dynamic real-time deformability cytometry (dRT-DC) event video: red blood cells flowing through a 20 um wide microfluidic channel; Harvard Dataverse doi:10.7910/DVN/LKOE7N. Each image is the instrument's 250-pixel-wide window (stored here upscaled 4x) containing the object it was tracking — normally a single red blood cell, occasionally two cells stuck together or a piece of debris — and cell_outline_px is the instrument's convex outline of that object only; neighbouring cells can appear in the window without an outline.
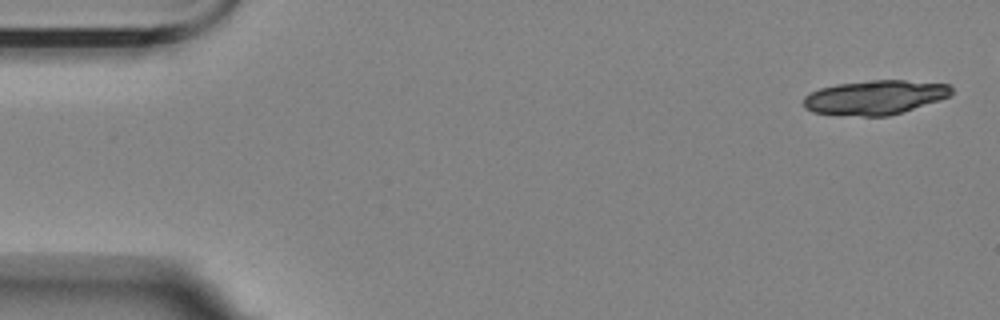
{"species": "Egyptian fruit bat (a non-hibernating species)", "species_latin": "Rousettus aegyptiacus", "temperature_condition": "room temperature", "stored_images_in_passage": 5, "camera_frame_rate_fps": 3000, "um_per_image_px": 0.085, "animal": {"sex": "female"}, "frame": {"image": 1, "passage_image": 1, "time_ms": 0.0, "image_size_px": [1000, 320], "cell_outline_px": [[952, 92], [948, 96], [940, 100], [888, 116], [860, 116], [812, 112], [804, 108], [804, 96], [820, 88], [836, 84], [872, 80], [904, 80], [948, 84], [952, 88]], "centroid_in_image_um": [74.36, 8.27], "position_along_channel_um": 10.6, "area_um2": 29.36}}